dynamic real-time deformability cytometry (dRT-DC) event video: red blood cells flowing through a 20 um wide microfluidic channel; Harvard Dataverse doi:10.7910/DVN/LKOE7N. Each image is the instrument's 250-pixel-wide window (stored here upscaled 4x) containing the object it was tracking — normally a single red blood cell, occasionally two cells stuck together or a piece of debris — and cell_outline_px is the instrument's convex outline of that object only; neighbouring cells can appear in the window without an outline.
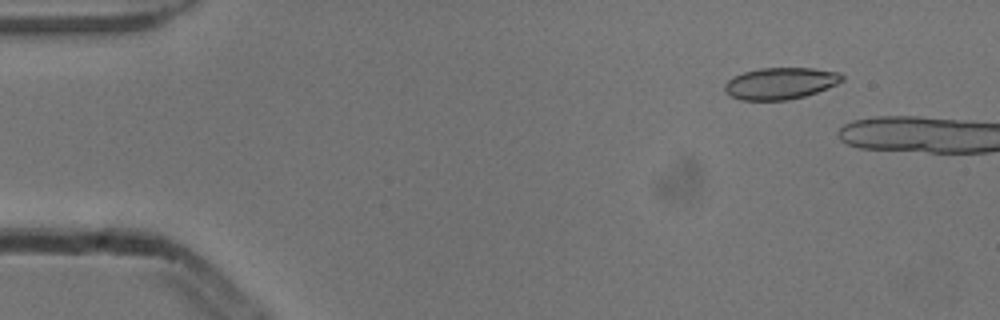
{"species": "common noctule bat (a hibernating species)", "species_latin": "Nyctalus noctula", "temperature_condition": "cold", "stored_images_in_passage": 4, "camera_frame_rate_fps": 3000, "um_per_image_px": 0.085, "animal": {"sex": "male", "body_mass_g": 13.3}, "frame": {"image": 1, "passage_image": 2, "time_ms": 0.333, "image_size_px": [1000, 320], "cell_outline_px": [[844, 80], [836, 84], [816, 92], [804, 96], [788, 100], [740, 100], [724, 92], [724, 84], [728, 80], [744, 72], [760, 68], [812, 68], [836, 72], [844, 76]], "centroid_in_image_um": [66.31, 7.09], "position_along_channel_um": 18.7, "area_um2": 21.5}}